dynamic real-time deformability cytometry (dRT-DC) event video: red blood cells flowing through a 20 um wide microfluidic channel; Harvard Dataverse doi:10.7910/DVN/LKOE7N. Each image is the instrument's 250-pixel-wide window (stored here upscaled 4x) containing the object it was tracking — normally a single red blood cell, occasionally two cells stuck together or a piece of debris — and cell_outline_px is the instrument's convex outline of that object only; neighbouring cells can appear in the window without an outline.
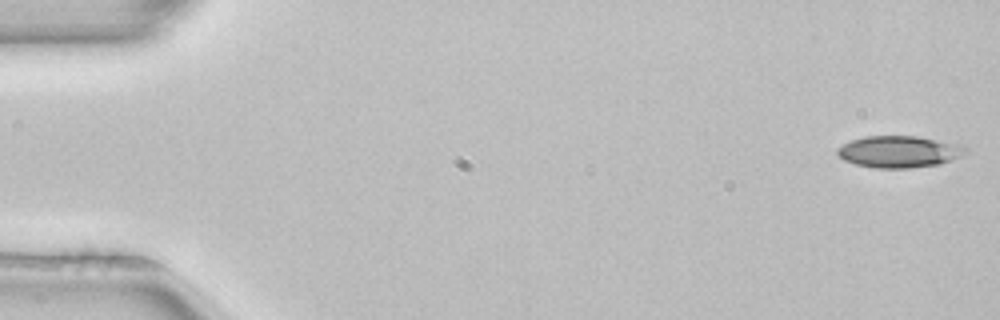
{"species": "common noctule bat (a hibernating species)", "species_latin": "Nyctalus noctula", "temperature_condition": "room temperature", "stored_images_in_passage": 4, "camera_frame_rate_fps": 3000, "um_per_image_px": 0.085, "animal": {"sex": "female", "body_mass_g": 22.7, "forearm_length_mm": 54.2}, "frame": {"image": 1, "passage_image": 1, "time_ms": 0.0, "image_size_px": [1000, 320], "cell_outline_px": [[968, 152], [952, 160], [940, 164], [908, 168], [872, 168], [856, 164], [844, 160], [836, 152], [836, 148], [852, 140], [864, 136], [920, 136], [964, 144], [968, 148]], "centroid_in_image_um": [76.48, 12.88], "position_along_channel_um": 8.5, "area_um2": 24.04}}
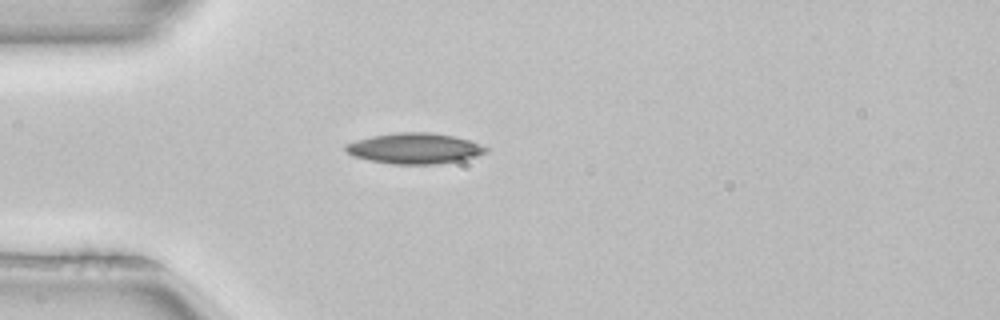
{"frame": {"image": 2, "passage_image": 4, "time_ms": 1.0, "image_size_px": [1000, 320], "cell_outline_px": [[488, 152], [476, 156], [460, 160], [436, 164], [392, 164], [368, 160], [352, 156], [344, 148], [344, 144], [356, 140], [372, 136], [396, 132], [432, 132], [456, 136], [480, 144], [488, 148]], "centroid_in_image_um": [35.22, 12.61], "position_along_channel_um": 49.8, "area_um2": 25.2}}